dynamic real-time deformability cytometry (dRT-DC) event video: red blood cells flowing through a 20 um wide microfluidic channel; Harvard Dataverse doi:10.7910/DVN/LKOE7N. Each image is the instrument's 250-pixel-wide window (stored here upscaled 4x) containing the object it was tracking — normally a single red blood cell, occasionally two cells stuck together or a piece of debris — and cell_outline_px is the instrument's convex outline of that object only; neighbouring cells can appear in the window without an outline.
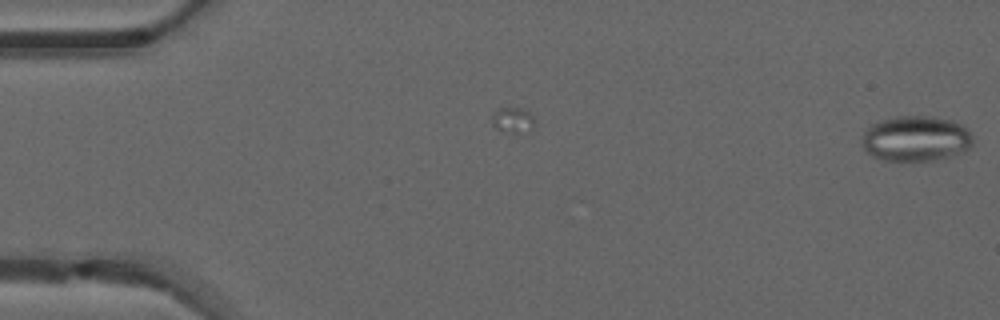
{"species": "common noctule bat (a hibernating species)", "species_latin": "Nyctalus noctula", "temperature_condition": "warm", "stored_images_in_passage": 6, "camera_frame_rate_fps": 3000, "um_per_image_px": 0.085, "animal": {"sex": "male", "forearm_length_mm": 52.5}, "frame": {"image": 1, "passage_image": 6, "time_ms": 1.667, "image_size_px": [1000, 320], "cell_outline_px": [[972, 144], [964, 152], [932, 160], [884, 160], [872, 156], [860, 144], [860, 140], [864, 132], [872, 124], [880, 120], [896, 116], [932, 116], [952, 120], [960, 124], [972, 136]], "centroid_in_image_um": [77.81, 11.77], "position_along_channel_um": 7.2, "area_um2": 29.25}}